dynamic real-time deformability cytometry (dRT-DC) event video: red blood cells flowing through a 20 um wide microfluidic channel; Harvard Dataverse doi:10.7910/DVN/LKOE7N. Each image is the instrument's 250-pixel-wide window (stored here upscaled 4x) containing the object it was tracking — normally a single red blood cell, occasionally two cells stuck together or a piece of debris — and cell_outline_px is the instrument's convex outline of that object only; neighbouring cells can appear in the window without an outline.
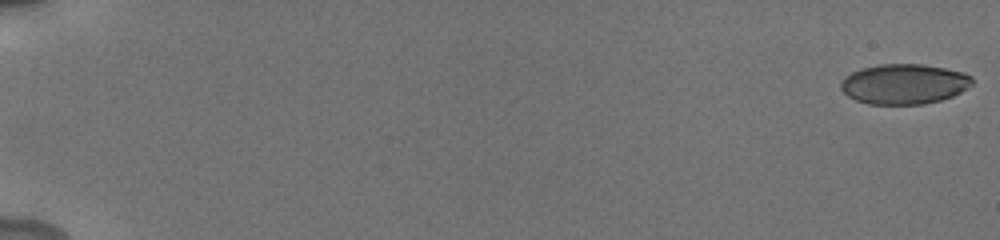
{"species": "human", "species_latin": "Homo sapiens", "temperature_condition": "cold", "stored_images_in_passage": 56, "camera_frame_rate_fps": 3000, "um_per_image_px": 0.085, "donor": {"sex": "male"}, "frame": {"image": 1, "passage_image": 1, "time_ms": 0.0, "image_size_px": [1000, 240], "cell_outline_px": [[972, 84], [968, 88], [952, 96], [940, 100], [924, 104], [868, 104], [856, 100], [848, 96], [840, 88], [840, 80], [844, 76], [852, 72], [864, 68], [880, 64], [920, 64], [944, 68], [964, 72], [972, 76]], "centroid_in_image_um": [76.84, 7.14], "position_along_channel_um": 8.2, "area_um2": 30.75}}
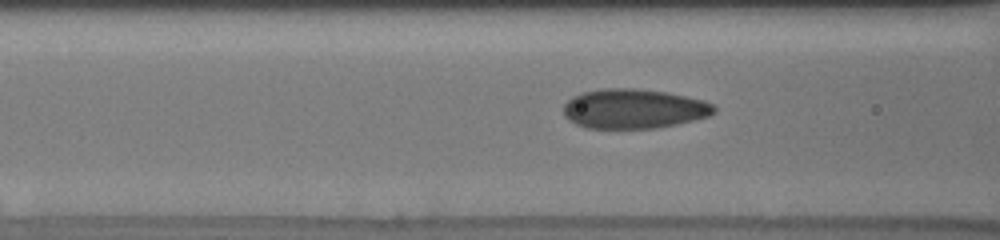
{"frame": {"image": 2, "passage_image": 25, "time_ms": 8.0, "image_size_px": [1000, 240], "cell_outline_px": [[716, 112], [708, 116], [676, 124], [656, 128], [584, 128], [568, 120], [564, 116], [564, 104], [572, 96], [584, 92], [604, 88], [636, 88], [668, 92], [704, 100], [712, 104], [716, 108]], "centroid_in_image_um": [53.86, 9.24], "position_along_channel_um": 112.7, "area_um2": 34.85}}
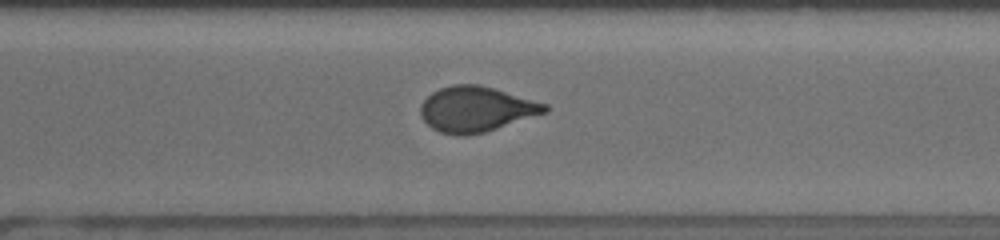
{"frame": {"image": 3, "passage_image": 42, "time_ms": 13.667, "image_size_px": [1000, 240], "cell_outline_px": [[548, 112], [484, 132], [468, 136], [460, 136], [440, 132], [432, 128], [420, 116], [420, 104], [432, 92], [440, 88], [452, 84], [480, 84], [548, 104]], "centroid_in_image_um": [40.46, 9.28], "position_along_channel_um": 330.1, "area_um2": 32.89}, "authors_computed_cell_mechanics": {"area_um2": 32.9171, "velocity_mm_per_s": 3.841, "shape_relaxation_time_tau1_ms": 10.8008, "shape_relaxation_time_tau2_ms": 0.8541, "deformation_change_tau1": 0.2169, "deformation_change_tau2": 0.0552}}